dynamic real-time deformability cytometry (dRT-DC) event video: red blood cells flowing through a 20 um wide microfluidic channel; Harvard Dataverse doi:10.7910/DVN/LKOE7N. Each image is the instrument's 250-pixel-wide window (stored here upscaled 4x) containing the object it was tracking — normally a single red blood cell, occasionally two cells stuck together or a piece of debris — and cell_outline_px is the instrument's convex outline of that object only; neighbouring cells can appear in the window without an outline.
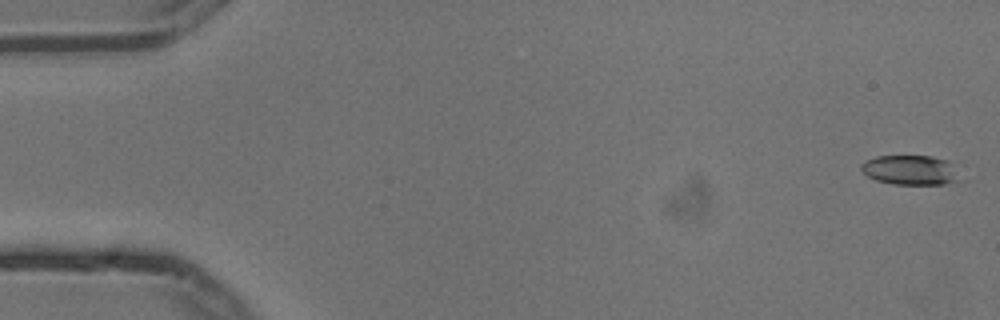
{"species": "common noctule bat (a hibernating species)", "species_latin": "Nyctalus noctula", "temperature_condition": "cold", "stored_images_in_passage": 6, "camera_frame_rate_fps": 3000, "um_per_image_px": 0.085, "animal": {"sex": "male", "body_mass_g": 13.3}, "frame": {"image": 1, "passage_image": 1, "time_ms": 0.0, "image_size_px": [1000, 320], "cell_outline_px": [[968, 180], [944, 184], [892, 184], [876, 180], [868, 176], [860, 168], [860, 164], [864, 160], [876, 156], [932, 156], [948, 160]], "centroid_in_image_um": [77.49, 14.46], "position_along_channel_um": 7.5, "area_um2": 17.63}}
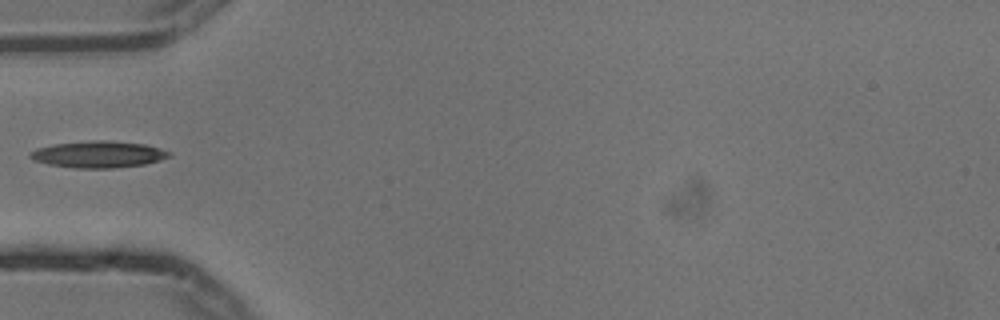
{"frame": {"image": 2, "passage_image": 5, "time_ms": 1.333, "image_size_px": [1000, 320], "cell_outline_px": [[172, 156], [160, 160], [144, 164], [112, 168], [72, 168], [48, 164], [32, 160], [28, 156], [28, 152], [36, 148], [56, 144], [92, 140], [104, 140], [144, 144], [160, 148], [172, 152]], "centroid_in_image_um": [8.34, 13.12], "position_along_channel_um": 76.7, "area_um2": 21.68}}
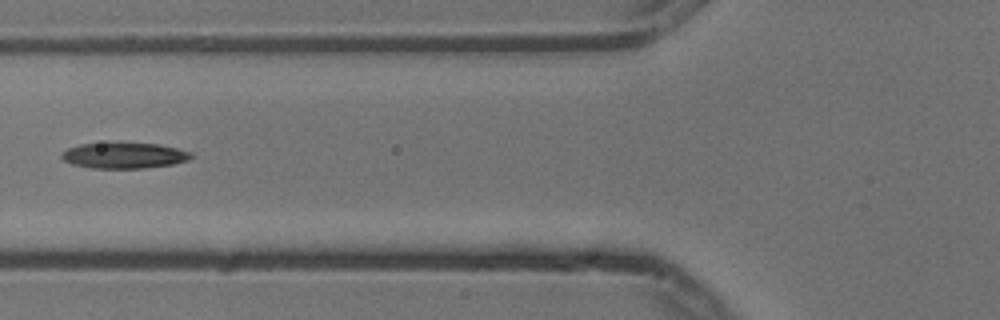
{"frame": {"image": 3, "passage_image": 6, "time_ms": 1.667, "image_size_px": [1000, 320], "cell_outline_px": [[196, 156], [188, 160], [172, 164], [144, 168], [92, 168], [72, 164], [64, 160], [60, 156], [68, 148], [80, 144], [108, 140], [160, 144], [192, 152]], "centroid_in_image_um": [10.56, 13.17], "position_along_channel_um": 115.2, "area_um2": 20.29}}